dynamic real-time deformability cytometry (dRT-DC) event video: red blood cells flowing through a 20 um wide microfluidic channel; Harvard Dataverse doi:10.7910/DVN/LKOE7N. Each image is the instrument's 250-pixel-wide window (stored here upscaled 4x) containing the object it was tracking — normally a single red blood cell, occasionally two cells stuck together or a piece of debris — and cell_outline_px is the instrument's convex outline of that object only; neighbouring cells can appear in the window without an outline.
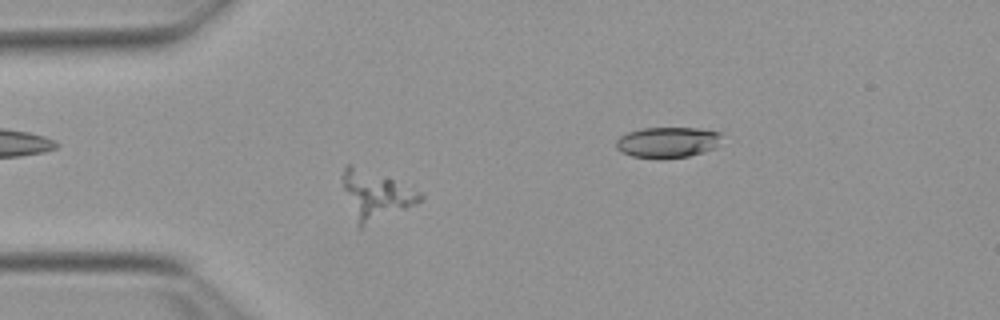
{"species": "Egyptian fruit bat (a non-hibernating species)", "species_latin": "Rousettus aegyptiacus", "temperature_condition": "warm", "stored_images_in_passage": 55, "camera_frame_rate_fps": 3000, "um_per_image_px": 0.085, "animal": {"sex": "female"}, "frame": {"image": 1, "passage_image": 15, "time_ms": 4.667, "image_size_px": [1000, 320], "cell_outline_px": [[424, 196], [416, 204], [360, 228], [344, 188], [344, 164], [352, 164], [392, 180], [420, 192]], "centroid_in_image_um": [31.95, 16.58], "position_along_channel_um": 53.1, "area_um2": 20.58}}
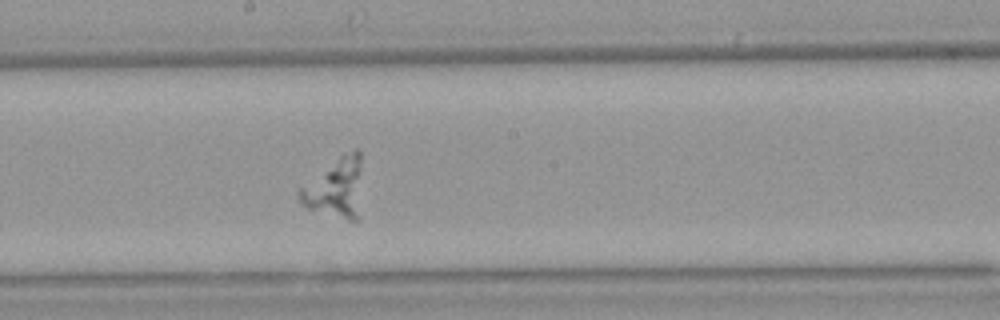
{"frame": {"image": 2, "passage_image": 29, "time_ms": 9.333, "image_size_px": [1000, 320], "cell_outline_px": [[360, 172], [356, 220], [348, 220], [308, 208], [300, 204], [296, 196], [296, 192], [300, 188], [344, 152], [356, 148], [360, 152]], "centroid_in_image_um": [28.46, 15.95], "position_along_channel_um": 219.7, "area_um2": 21.04}}
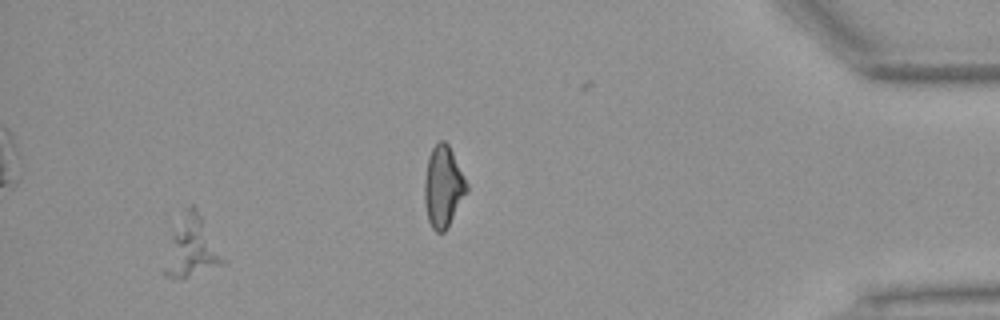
{"frame": {"image": 3, "passage_image": 51, "time_ms": 16.667, "image_size_px": [1000, 320], "cell_outline_px": [[228, 264], [180, 280], [176, 280], [164, 276], [164, 268], [172, 236], [184, 208], [192, 204], [196, 208], [228, 260]], "centroid_in_image_um": [16.37, 21.07], "position_along_channel_um": 418.8, "area_um2": 20.75}}